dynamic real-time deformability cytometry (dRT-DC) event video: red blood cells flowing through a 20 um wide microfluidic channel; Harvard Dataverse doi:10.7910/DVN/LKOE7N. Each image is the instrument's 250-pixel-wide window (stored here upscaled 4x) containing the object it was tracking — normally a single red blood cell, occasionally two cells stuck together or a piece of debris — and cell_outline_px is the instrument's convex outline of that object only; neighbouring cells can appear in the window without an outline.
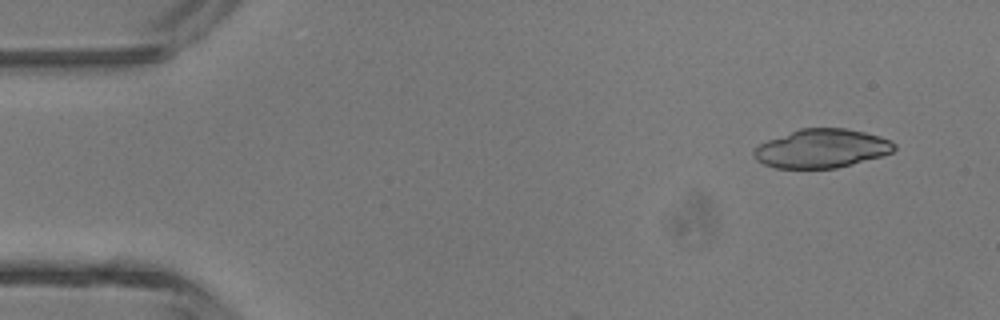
{"species": "common noctule bat (a hibernating species)", "species_latin": "Nyctalus noctula", "temperature_condition": "room temperature", "stored_images_in_passage": 3, "camera_frame_rate_fps": 3000, "um_per_image_px": 0.085, "animal": {"sex": "male", "body_mass_g": 13.3}, "frame": {"image": 1, "passage_image": 1, "time_ms": 0.0, "image_size_px": [1000, 320], "cell_outline_px": [[896, 148], [892, 152], [880, 156], [852, 164], [836, 168], [776, 168], [764, 164], [756, 160], [752, 152], [760, 144], [768, 140], [800, 128], [844, 128], [864, 132], [880, 136], [892, 140], [896, 144]], "centroid_in_image_um": [69.86, 12.62], "position_along_channel_um": 15.1, "area_um2": 31.56}}